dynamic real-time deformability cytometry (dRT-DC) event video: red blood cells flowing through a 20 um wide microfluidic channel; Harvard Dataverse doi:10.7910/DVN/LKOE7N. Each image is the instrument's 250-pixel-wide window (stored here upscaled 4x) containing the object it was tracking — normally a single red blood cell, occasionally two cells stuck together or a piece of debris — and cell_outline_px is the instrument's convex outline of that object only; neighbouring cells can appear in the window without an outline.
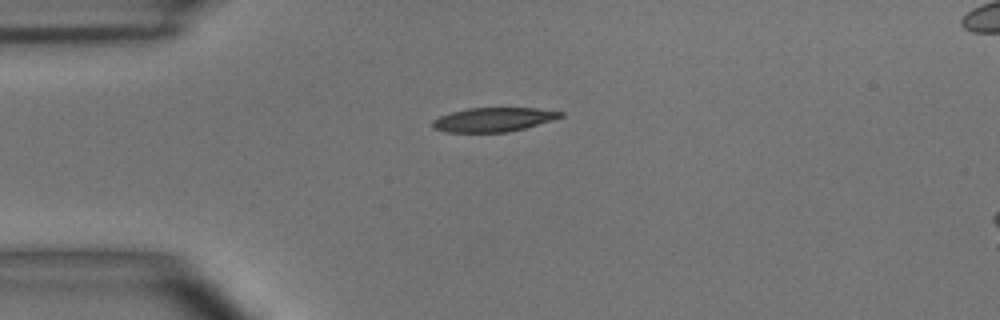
{"species": "common noctule bat (a hibernating species)", "species_latin": "Nyctalus noctula", "temperature_condition": "room temperature", "stored_images_in_passage": 32, "camera_frame_rate_fps": 3000, "um_per_image_px": 0.085, "animal": {"sex": "male", "body_mass_g": 15.6}, "frame": {"image": 1, "passage_image": 1, "time_ms": 0.0, "image_size_px": [1000, 320], "cell_outline_px": [[564, 116], [552, 120], [524, 128], [508, 132], [444, 132], [432, 128], [432, 120], [440, 116], [452, 112], [468, 108], [536, 108], [564, 112]], "centroid_in_image_um": [41.92, 10.17], "position_along_channel_um": 43.1, "area_um2": 17.92}}
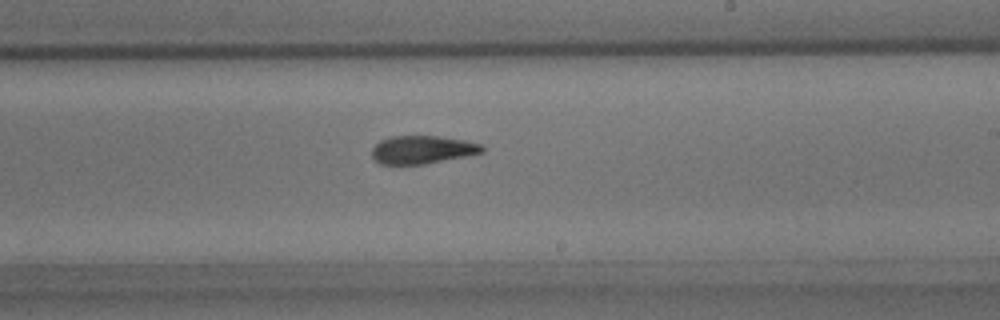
{"frame": {"image": 2, "passage_image": 20, "time_ms": 6.333, "image_size_px": [1000, 320], "cell_outline_px": [[484, 152], [468, 156], [424, 164], [380, 164], [372, 156], [372, 148], [380, 140], [392, 136], [436, 136], [464, 140], [480, 144], [484, 148]], "centroid_in_image_um": [35.9, 12.72], "position_along_channel_um": 253.1, "area_um2": 17.98}}
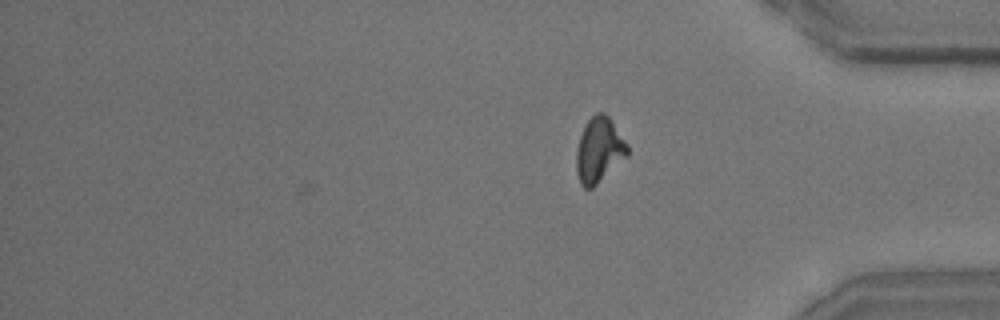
{"frame": {"image": 3, "passage_image": 32, "time_ms": 10.333, "image_size_px": [1000, 320], "cell_outline_px": [[628, 156], [592, 188], [584, 188], [580, 184], [576, 172], [576, 152], [580, 136], [588, 120], [596, 112], [604, 112], [612, 120], [628, 144]], "centroid_in_image_um": [50.93, 12.75], "position_along_channel_um": 384.3, "area_um2": 19.42}, "authors_computed_cell_mechanics": {"area_um2": 18.785, "velocity_mm_per_s": 3.6088, "shape_relaxation_time_tau1_ms": 5.4367, "shape_relaxation_time_tau2_ms": 3.9646, "deformation_change_tau1": 0.1836, "deformation_change_tau2": 0.1099}}